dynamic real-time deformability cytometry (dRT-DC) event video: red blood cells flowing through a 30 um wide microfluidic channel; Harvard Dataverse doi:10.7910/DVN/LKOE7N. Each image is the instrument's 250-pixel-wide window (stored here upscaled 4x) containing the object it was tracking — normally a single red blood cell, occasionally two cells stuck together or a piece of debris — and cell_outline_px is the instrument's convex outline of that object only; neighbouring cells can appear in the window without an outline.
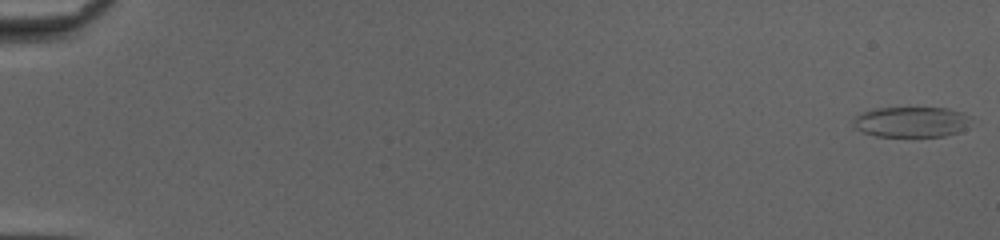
{"species": "common noctule bat (a hibernating species)", "species_latin": "Nyctalus noctula", "temperature_condition": "cold", "stored_images_in_passage": 52, "camera_frame_rate_fps": 3000, "um_per_image_px": 0.085, "animal": {"sex": "female", "body_mass_g": 20.0, "forearm_length_mm": 54.0}, "frame": {"image": 1, "passage_image": 1, "time_ms": 0.0, "image_size_px": [1000, 240], "cell_outline_px": [[972, 116], [964, 128], [956, 132], [944, 136], [876, 136], [852, 128], [852, 120], [856, 116], [872, 108], [948, 108], [964, 112]], "centroid_in_image_um": [77.42, 10.35], "position_along_channel_um": 7.6, "area_um2": 20.92}}
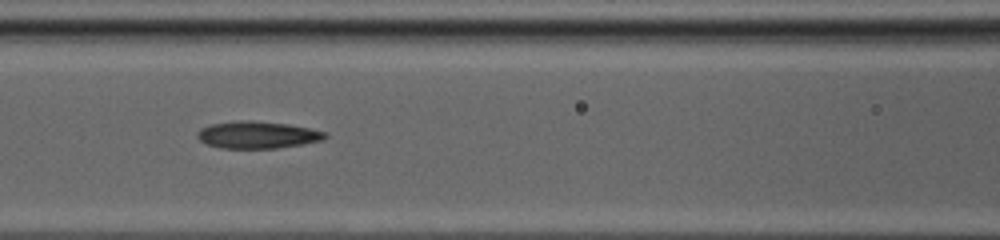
{"frame": {"image": 2, "passage_image": 25, "time_ms": 8.0, "image_size_px": [1000, 240], "cell_outline_px": [[328, 136], [324, 140], [304, 144], [276, 148], [220, 148], [204, 144], [196, 136], [196, 132], [200, 128], [208, 124], [236, 120], [252, 120], [288, 124], [312, 128], [324, 132]], "centroid_in_image_um": [21.85, 11.45], "position_along_channel_um": 144.8, "area_um2": 20.58}}
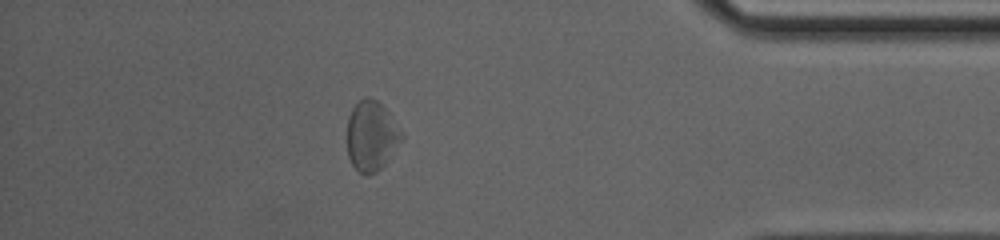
{"frame": {"image": 3, "passage_image": 46, "time_ms": 15.0, "image_size_px": [1000, 240], "cell_outline_px": [[404, 140], [384, 164], [376, 172], [368, 176], [364, 176], [352, 164], [348, 156], [348, 116], [352, 108], [364, 96], [368, 96], [376, 100], [388, 112], [404, 132]], "centroid_in_image_um": [31.6, 11.56], "position_along_channel_um": 403.6, "area_um2": 22.37}, "authors_computed_cell_mechanics": {"area_um2": 21.097, "velocity_mm_per_s": 4.1548, "shape_relaxation_time_tau1_ms": 7.7952, "shape_relaxation_time_tau2_ms": 4.3301, "deformation_change_tau1": 0.1586, "deformation_change_tau2": 0.1681}}